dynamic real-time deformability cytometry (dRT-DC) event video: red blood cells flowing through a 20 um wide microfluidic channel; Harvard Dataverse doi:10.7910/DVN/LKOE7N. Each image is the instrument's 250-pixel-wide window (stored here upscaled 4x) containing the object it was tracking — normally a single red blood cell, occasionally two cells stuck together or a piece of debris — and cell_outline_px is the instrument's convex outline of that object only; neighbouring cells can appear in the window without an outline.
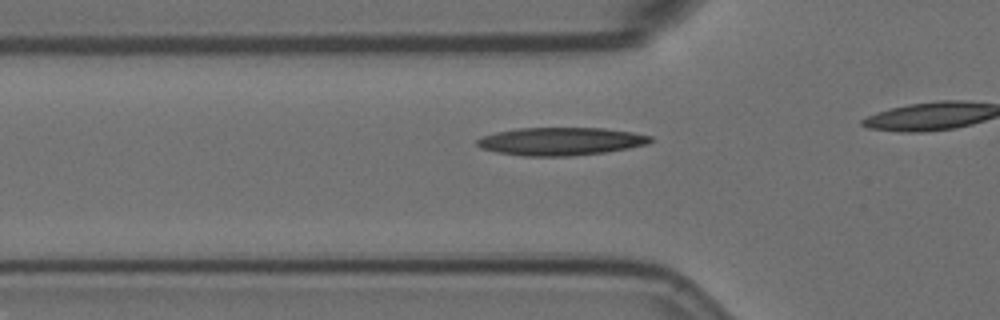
{"species": "Egyptian fruit bat (a non-hibernating species)", "species_latin": "Rousettus aegyptiacus", "temperature_condition": "room temperature", "stored_images_in_passage": 11, "camera_frame_rate_fps": 3000, "um_per_image_px": 0.085, "animal": {"sex": "female"}, "frame": {"image": 1, "passage_image": 5, "time_ms": 1.333, "image_size_px": [1000, 320], "cell_outline_px": [[652, 140], [648, 144], [628, 148], [604, 152], [568, 156], [524, 156], [496, 152], [484, 148], [476, 144], [476, 140], [484, 136], [496, 132], [516, 128], [604, 128], [632, 132], [652, 136]], "centroid_in_image_um": [47.67, 12.01], "position_along_channel_um": 78.1, "area_um2": 28.03}}
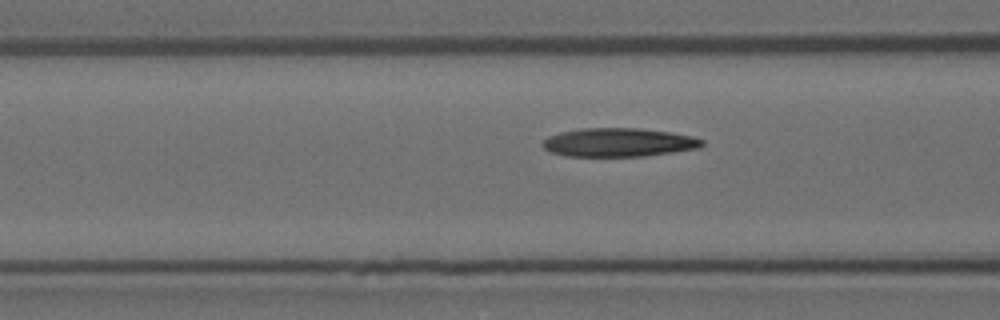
{"frame": {"image": 2, "passage_image": 8, "time_ms": 2.333, "image_size_px": [1000, 320], "cell_outline_px": [[704, 144], [700, 148], [644, 156], [564, 156], [552, 152], [544, 148], [540, 144], [548, 136], [560, 132], [580, 128], [640, 128], [668, 132], [692, 136], [704, 140]], "centroid_in_image_um": [52.57, 12.1], "position_along_channel_um": 114.0, "area_um2": 26.65}}